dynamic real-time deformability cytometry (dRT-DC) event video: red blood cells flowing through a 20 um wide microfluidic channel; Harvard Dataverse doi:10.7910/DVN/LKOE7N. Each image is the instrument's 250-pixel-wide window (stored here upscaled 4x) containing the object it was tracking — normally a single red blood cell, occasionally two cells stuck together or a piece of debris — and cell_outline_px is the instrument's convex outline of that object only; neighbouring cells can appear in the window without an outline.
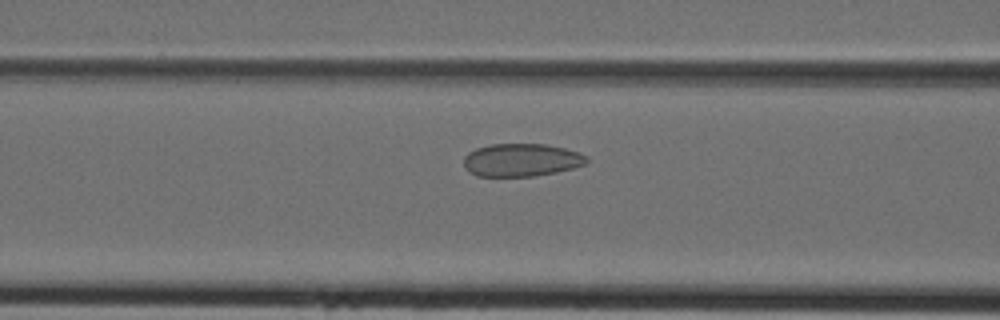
{"species": "Egyptian fruit bat (a non-hibernating species)", "species_latin": "Rousettus aegyptiacus", "temperature_condition": "cold", "stored_images_in_passage": 36, "camera_frame_rate_fps": 3000, "um_per_image_px": 0.085, "animal": {"sex": "female"}, "frame": {"image": 1, "passage_image": 10, "time_ms": 3.0, "image_size_px": [1000, 320], "cell_outline_px": [[588, 164], [556, 172], [536, 176], [476, 176], [468, 172], [464, 164], [464, 156], [468, 152], [476, 148], [492, 144], [544, 144], [564, 148], [576, 152], [584, 156], [588, 160]], "centroid_in_image_um": [44.28, 13.61], "position_along_channel_um": 122.3, "area_um2": 23.52}}
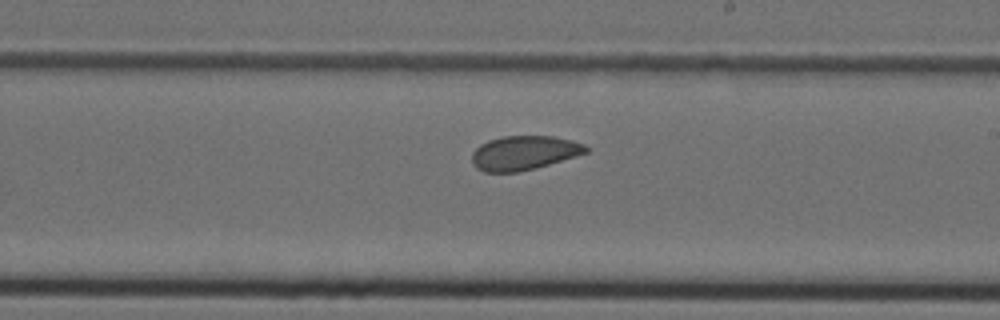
{"frame": {"image": 2, "passage_image": 18, "time_ms": 5.667, "image_size_px": [1000, 320], "cell_outline_px": [[588, 152], [576, 156], [536, 168], [520, 172], [484, 172], [476, 168], [472, 164], [472, 152], [480, 144], [488, 140], [504, 136], [556, 136], [572, 140], [584, 144], [588, 148]], "centroid_in_image_um": [44.53, 12.99], "position_along_channel_um": 244.5, "area_um2": 22.89}}
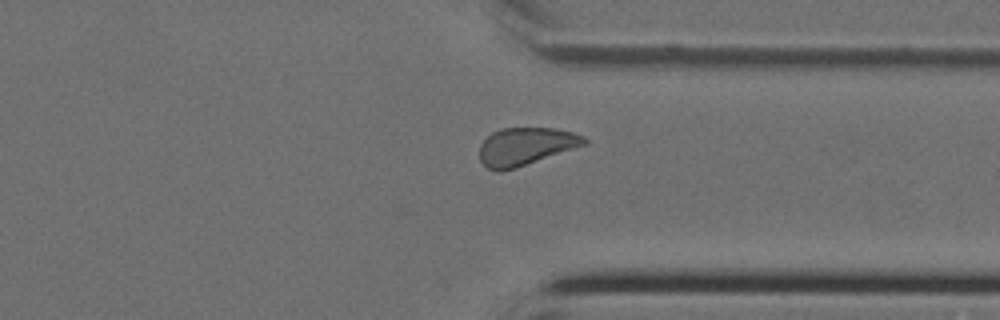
{"frame": {"image": 3, "passage_image": 26, "time_ms": 8.333, "image_size_px": [1000, 320], "cell_outline_px": [[588, 144], [516, 168], [500, 172], [496, 172], [488, 168], [480, 160], [480, 144], [492, 132], [500, 128], [552, 128], [572, 132], [584, 136], [588, 140]], "centroid_in_image_um": [44.69, 12.45], "position_along_channel_um": 366.7, "area_um2": 23.12}}